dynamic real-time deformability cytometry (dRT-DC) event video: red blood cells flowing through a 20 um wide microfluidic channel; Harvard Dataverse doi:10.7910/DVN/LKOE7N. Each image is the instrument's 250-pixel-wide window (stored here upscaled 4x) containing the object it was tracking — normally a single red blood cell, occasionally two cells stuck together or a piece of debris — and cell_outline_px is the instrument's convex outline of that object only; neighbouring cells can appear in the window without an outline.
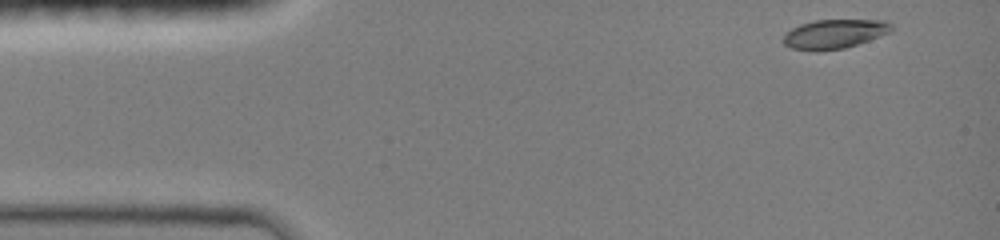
{"species": "common noctule bat (a hibernating species)", "species_latin": "Nyctalus noctula", "temperature_condition": "room temperature", "stored_images_in_passage": 22, "camera_frame_rate_fps": 3000, "um_per_image_px": 0.085, "animal": {"sex": "female", "body_mass_g": 19.0, "forearm_length_mm": 51.5}, "frame": {"image": 1, "passage_image": 1, "time_ms": 0.0, "image_size_px": [1000, 240], "cell_outline_px": [[892, 32], [844, 48], [816, 52], [792, 48], [784, 44], [784, 36], [792, 28], [800, 24], [816, 20], [884, 20], [892, 24]], "centroid_in_image_um": [70.93, 2.89], "position_along_channel_um": 14.1, "area_um2": 18.32}}
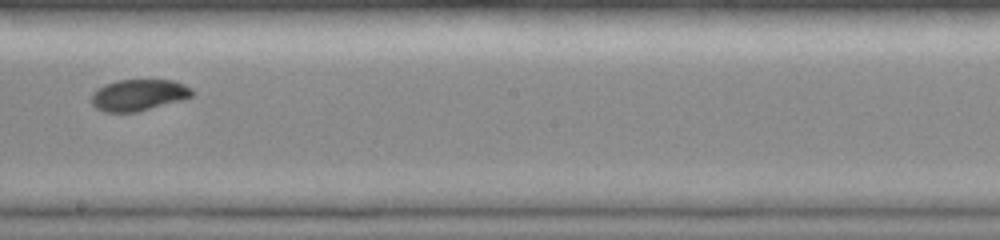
{"frame": {"image": 2, "passage_image": 13, "time_ms": 7.667, "image_size_px": [1000, 240], "cell_outline_px": [[196, 92], [192, 96], [180, 100], [136, 112], [104, 112], [96, 108], [92, 104], [92, 92], [96, 88], [104, 84], [116, 80], [172, 80], [184, 84], [192, 88]], "centroid_in_image_um": [11.76, 8.06], "position_along_channel_um": 236.4, "area_um2": 18.5}}
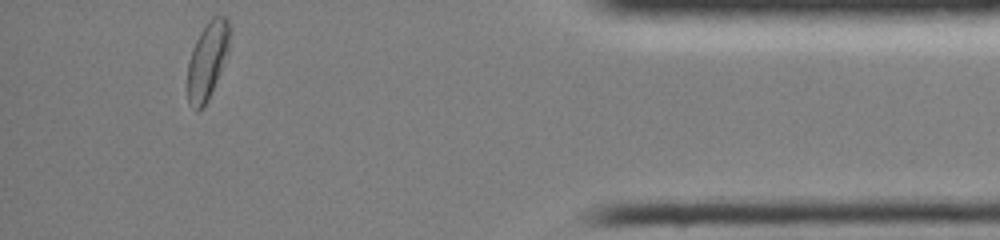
{"frame": {"image": 3, "passage_image": 22, "time_ms": 13.0, "image_size_px": [1000, 240], "cell_outline_px": [[232, 32], [228, 52], [208, 100], [196, 112], [188, 104], [188, 60], [192, 48], [200, 32], [208, 20], [212, 16], [228, 16], [232, 28]], "centroid_in_image_um": [17.66, 5.06], "position_along_channel_um": 417.5, "area_um2": 19.25}, "authors_computed_cell_mechanics": {"area_um2": 18.7272, "velocity_mm_per_s": 4.0895, "shape_relaxation_time_tau1_ms": 6.635, "shape_relaxation_time_tau2_ms": 1.7745, "deformation_change_tau1": 0.1906, "deformation_change_tau2": 0.0351}}